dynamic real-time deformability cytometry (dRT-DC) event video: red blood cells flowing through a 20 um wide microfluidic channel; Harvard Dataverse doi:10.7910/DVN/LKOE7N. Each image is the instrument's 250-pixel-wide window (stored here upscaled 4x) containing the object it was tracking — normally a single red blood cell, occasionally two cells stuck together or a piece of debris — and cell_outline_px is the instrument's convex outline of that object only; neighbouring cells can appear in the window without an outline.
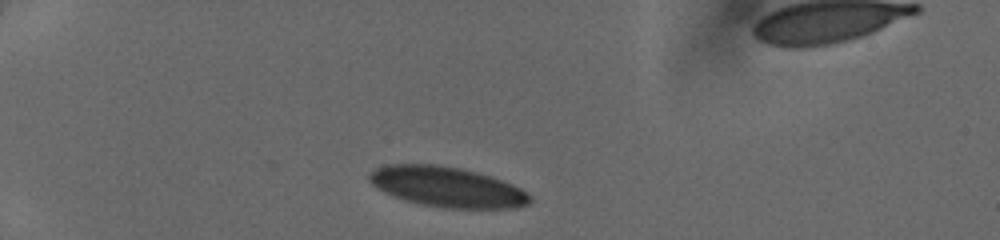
{"species": "human", "species_latin": "Homo sapiens", "temperature_condition": "cold", "stored_images_in_passage": 33, "camera_frame_rate_fps": 3000, "um_per_image_px": 0.085, "donor": {"sex": "female"}, "frame": {"image": 1, "passage_image": 1, "time_ms": 0.0, "image_size_px": [1000, 240], "cell_outline_px": [[532, 200], [528, 204], [516, 208], [444, 208], [420, 204], [404, 200], [384, 192], [376, 188], [368, 180], [368, 172], [384, 164], [432, 164], [460, 168], [476, 172], [512, 184], [520, 188], [532, 196]], "centroid_in_image_um": [37.96, 15.89], "position_along_channel_um": 47.0, "area_um2": 37.69}}
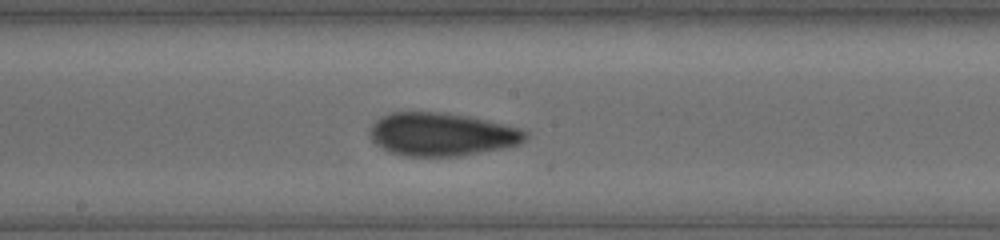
{"frame": {"image": 2, "passage_image": 16, "time_ms": 5.0, "image_size_px": [1000, 240], "cell_outline_px": [[528, 136], [524, 140], [516, 144], [504, 148], [456, 156], [408, 156], [392, 152], [376, 144], [372, 140], [372, 124], [376, 120], [392, 112], [436, 112], [468, 116], [520, 128], [528, 132]], "centroid_in_image_um": [37.57, 11.41], "position_along_channel_um": 210.6, "area_um2": 38.44}}
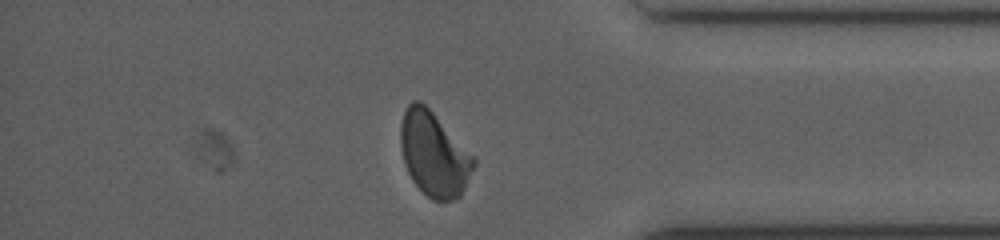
{"frame": {"image": 3, "passage_image": 30, "time_ms": 9.667, "image_size_px": [1000, 240], "cell_outline_px": [[476, 164], [460, 196], [452, 200], [432, 200], [412, 180], [404, 164], [400, 148], [400, 124], [404, 112], [408, 104], [412, 100], [420, 100], [432, 112], [476, 160]], "centroid_in_image_um": [36.85, 13.1], "position_along_channel_um": 398.4, "area_um2": 35.37}}